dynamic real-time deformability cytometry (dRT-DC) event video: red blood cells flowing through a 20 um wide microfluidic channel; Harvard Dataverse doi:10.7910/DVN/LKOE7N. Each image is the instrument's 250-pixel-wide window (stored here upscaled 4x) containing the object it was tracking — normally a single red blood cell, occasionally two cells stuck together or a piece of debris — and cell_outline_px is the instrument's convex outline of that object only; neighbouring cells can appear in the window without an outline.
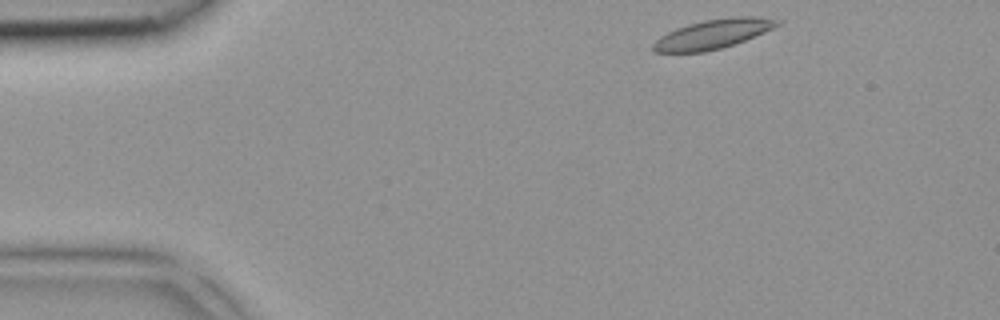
{"species": "common noctule bat (a hibernating species)", "species_latin": "Nyctalus noctula", "temperature_condition": "room temperature", "stored_images_in_passage": 4, "segment_of_instrument_passage": [2, 2], "camera_frame_rate_fps": 3000, "um_per_image_px": 0.085, "animal": {"sex": "female", "body_mass_g": 18.4}, "frame": {"image": 1, "passage_image": 4, "time_ms": 1.0, "image_size_px": [1000, 320], "cell_outline_px": [[784, 20], [780, 24], [764, 32], [744, 40], [720, 48], [704, 52], [652, 52], [652, 44], [660, 36], [676, 28], [688, 24], [704, 20], [740, 16], [752, 16]], "centroid_in_image_um": [60.58, 2.89], "position_along_channel_um": 24.4, "area_um2": 20.98}}